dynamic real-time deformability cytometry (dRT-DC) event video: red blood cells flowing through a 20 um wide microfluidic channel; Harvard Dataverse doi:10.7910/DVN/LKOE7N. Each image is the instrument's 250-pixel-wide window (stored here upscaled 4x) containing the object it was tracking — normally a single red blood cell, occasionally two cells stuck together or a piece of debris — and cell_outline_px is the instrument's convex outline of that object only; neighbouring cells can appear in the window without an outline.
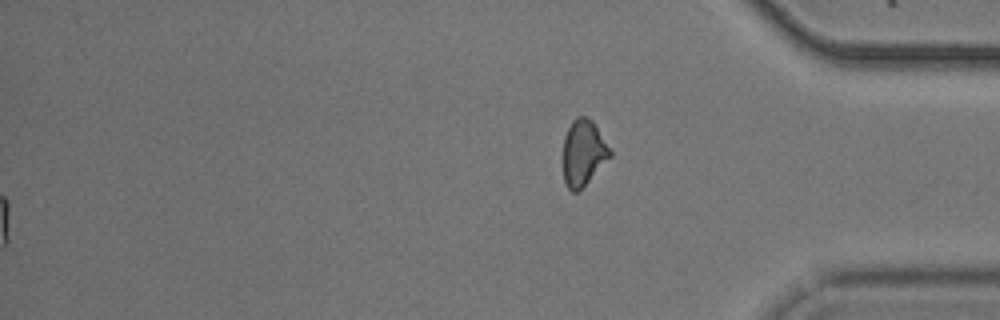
{"species": "common noctule bat (a hibernating species)", "species_latin": "Nyctalus noctula", "temperature_condition": "cold", "stored_images_in_passage": 55, "segment_of_instrument_passage": [2, 2], "camera_frame_rate_fps": 3000, "um_per_image_px": 0.085, "animal": {"sex": "male", "body_mass_g": 20.5, "forearm_length_mm": 52.5}, "frame": {"image": 1, "passage_image": 55, "time_ms": 18.0, "image_size_px": [1000, 320], "cell_outline_px": [[612, 156], [576, 192], [572, 192], [568, 188], [564, 180], [564, 136], [572, 120], [576, 116], [588, 116], [592, 120], [612, 152]], "centroid_in_image_um": [49.58, 12.94], "position_along_channel_um": 385.6, "area_um2": 17.69}}